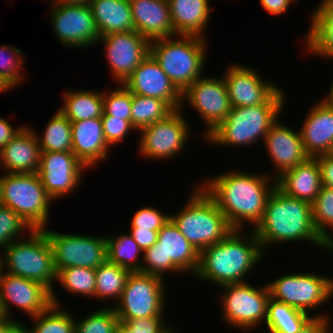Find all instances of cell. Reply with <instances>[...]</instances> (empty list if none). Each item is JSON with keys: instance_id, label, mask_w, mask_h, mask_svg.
<instances>
[{"instance_id": "cell-7", "label": "cell", "mask_w": 333, "mask_h": 333, "mask_svg": "<svg viewBox=\"0 0 333 333\" xmlns=\"http://www.w3.org/2000/svg\"><path fill=\"white\" fill-rule=\"evenodd\" d=\"M285 103H263L255 106L235 107L205 141L215 145L245 146L252 145L266 136L277 121Z\"/></svg>"}, {"instance_id": "cell-19", "label": "cell", "mask_w": 333, "mask_h": 333, "mask_svg": "<svg viewBox=\"0 0 333 333\" xmlns=\"http://www.w3.org/2000/svg\"><path fill=\"white\" fill-rule=\"evenodd\" d=\"M85 165L72 152H41L38 175L53 199L67 196L82 182Z\"/></svg>"}, {"instance_id": "cell-48", "label": "cell", "mask_w": 333, "mask_h": 333, "mask_svg": "<svg viewBox=\"0 0 333 333\" xmlns=\"http://www.w3.org/2000/svg\"><path fill=\"white\" fill-rule=\"evenodd\" d=\"M315 158L318 161L322 186L333 189V156L324 154Z\"/></svg>"}, {"instance_id": "cell-49", "label": "cell", "mask_w": 333, "mask_h": 333, "mask_svg": "<svg viewBox=\"0 0 333 333\" xmlns=\"http://www.w3.org/2000/svg\"><path fill=\"white\" fill-rule=\"evenodd\" d=\"M129 234L144 252L157 242L158 231L130 230Z\"/></svg>"}, {"instance_id": "cell-43", "label": "cell", "mask_w": 333, "mask_h": 333, "mask_svg": "<svg viewBox=\"0 0 333 333\" xmlns=\"http://www.w3.org/2000/svg\"><path fill=\"white\" fill-rule=\"evenodd\" d=\"M119 86L110 93L103 91V115L131 121L132 94L123 84Z\"/></svg>"}, {"instance_id": "cell-56", "label": "cell", "mask_w": 333, "mask_h": 333, "mask_svg": "<svg viewBox=\"0 0 333 333\" xmlns=\"http://www.w3.org/2000/svg\"><path fill=\"white\" fill-rule=\"evenodd\" d=\"M322 101L333 107V80H332V83H331V86H330V90H329V93H328V96H326L324 99H322Z\"/></svg>"}, {"instance_id": "cell-46", "label": "cell", "mask_w": 333, "mask_h": 333, "mask_svg": "<svg viewBox=\"0 0 333 333\" xmlns=\"http://www.w3.org/2000/svg\"><path fill=\"white\" fill-rule=\"evenodd\" d=\"M104 138L108 145L121 143L130 130H136L131 121L113 117L112 115H102L101 117Z\"/></svg>"}, {"instance_id": "cell-36", "label": "cell", "mask_w": 333, "mask_h": 333, "mask_svg": "<svg viewBox=\"0 0 333 333\" xmlns=\"http://www.w3.org/2000/svg\"><path fill=\"white\" fill-rule=\"evenodd\" d=\"M37 139L41 152H72L71 122L58 110Z\"/></svg>"}, {"instance_id": "cell-17", "label": "cell", "mask_w": 333, "mask_h": 333, "mask_svg": "<svg viewBox=\"0 0 333 333\" xmlns=\"http://www.w3.org/2000/svg\"><path fill=\"white\" fill-rule=\"evenodd\" d=\"M51 9L53 31L60 44L87 48L98 43L100 36L90 5L53 4Z\"/></svg>"}, {"instance_id": "cell-42", "label": "cell", "mask_w": 333, "mask_h": 333, "mask_svg": "<svg viewBox=\"0 0 333 333\" xmlns=\"http://www.w3.org/2000/svg\"><path fill=\"white\" fill-rule=\"evenodd\" d=\"M32 229L8 206L0 204V249L18 240L20 233Z\"/></svg>"}, {"instance_id": "cell-4", "label": "cell", "mask_w": 333, "mask_h": 333, "mask_svg": "<svg viewBox=\"0 0 333 333\" xmlns=\"http://www.w3.org/2000/svg\"><path fill=\"white\" fill-rule=\"evenodd\" d=\"M190 194L185 206L170 215V219L201 253L208 246L221 242L234 229L201 184Z\"/></svg>"}, {"instance_id": "cell-18", "label": "cell", "mask_w": 333, "mask_h": 333, "mask_svg": "<svg viewBox=\"0 0 333 333\" xmlns=\"http://www.w3.org/2000/svg\"><path fill=\"white\" fill-rule=\"evenodd\" d=\"M104 44L110 71L116 83L123 84L150 54V41L135 30L111 33L99 38Z\"/></svg>"}, {"instance_id": "cell-57", "label": "cell", "mask_w": 333, "mask_h": 333, "mask_svg": "<svg viewBox=\"0 0 333 333\" xmlns=\"http://www.w3.org/2000/svg\"><path fill=\"white\" fill-rule=\"evenodd\" d=\"M10 90V88L0 79V93Z\"/></svg>"}, {"instance_id": "cell-50", "label": "cell", "mask_w": 333, "mask_h": 333, "mask_svg": "<svg viewBox=\"0 0 333 333\" xmlns=\"http://www.w3.org/2000/svg\"><path fill=\"white\" fill-rule=\"evenodd\" d=\"M293 0H260L261 6L272 15H281L288 11Z\"/></svg>"}, {"instance_id": "cell-3", "label": "cell", "mask_w": 333, "mask_h": 333, "mask_svg": "<svg viewBox=\"0 0 333 333\" xmlns=\"http://www.w3.org/2000/svg\"><path fill=\"white\" fill-rule=\"evenodd\" d=\"M264 251L269 244L309 241L321 248L311 203L285 195L277 187L269 196L261 221L252 229Z\"/></svg>"}, {"instance_id": "cell-1", "label": "cell", "mask_w": 333, "mask_h": 333, "mask_svg": "<svg viewBox=\"0 0 333 333\" xmlns=\"http://www.w3.org/2000/svg\"><path fill=\"white\" fill-rule=\"evenodd\" d=\"M267 175L229 170L206 179L201 186L214 199L233 229L242 230L246 221L255 228L276 187V179Z\"/></svg>"}, {"instance_id": "cell-23", "label": "cell", "mask_w": 333, "mask_h": 333, "mask_svg": "<svg viewBox=\"0 0 333 333\" xmlns=\"http://www.w3.org/2000/svg\"><path fill=\"white\" fill-rule=\"evenodd\" d=\"M35 130L25 125L19 133L0 150V165L9 174L38 173L41 149Z\"/></svg>"}, {"instance_id": "cell-16", "label": "cell", "mask_w": 333, "mask_h": 333, "mask_svg": "<svg viewBox=\"0 0 333 333\" xmlns=\"http://www.w3.org/2000/svg\"><path fill=\"white\" fill-rule=\"evenodd\" d=\"M186 101L204 119L207 126L204 138L225 120L232 109L223 76L198 78L182 93L183 108Z\"/></svg>"}, {"instance_id": "cell-35", "label": "cell", "mask_w": 333, "mask_h": 333, "mask_svg": "<svg viewBox=\"0 0 333 333\" xmlns=\"http://www.w3.org/2000/svg\"><path fill=\"white\" fill-rule=\"evenodd\" d=\"M173 111L164 100L132 94L131 123L138 131L166 118Z\"/></svg>"}, {"instance_id": "cell-12", "label": "cell", "mask_w": 333, "mask_h": 333, "mask_svg": "<svg viewBox=\"0 0 333 333\" xmlns=\"http://www.w3.org/2000/svg\"><path fill=\"white\" fill-rule=\"evenodd\" d=\"M221 288L225 291L220 298L224 313L222 317L227 325L251 331L262 321L265 324L270 299L267 284L254 287L246 281L227 284Z\"/></svg>"}, {"instance_id": "cell-38", "label": "cell", "mask_w": 333, "mask_h": 333, "mask_svg": "<svg viewBox=\"0 0 333 333\" xmlns=\"http://www.w3.org/2000/svg\"><path fill=\"white\" fill-rule=\"evenodd\" d=\"M56 281L71 294L95 298V269L67 267L57 272Z\"/></svg>"}, {"instance_id": "cell-51", "label": "cell", "mask_w": 333, "mask_h": 333, "mask_svg": "<svg viewBox=\"0 0 333 333\" xmlns=\"http://www.w3.org/2000/svg\"><path fill=\"white\" fill-rule=\"evenodd\" d=\"M23 127L22 125L17 129H13L7 120L0 117V150L14 138Z\"/></svg>"}, {"instance_id": "cell-47", "label": "cell", "mask_w": 333, "mask_h": 333, "mask_svg": "<svg viewBox=\"0 0 333 333\" xmlns=\"http://www.w3.org/2000/svg\"><path fill=\"white\" fill-rule=\"evenodd\" d=\"M329 316L326 314L312 315V318L302 327L298 333H330Z\"/></svg>"}, {"instance_id": "cell-25", "label": "cell", "mask_w": 333, "mask_h": 333, "mask_svg": "<svg viewBox=\"0 0 333 333\" xmlns=\"http://www.w3.org/2000/svg\"><path fill=\"white\" fill-rule=\"evenodd\" d=\"M134 29L148 41L175 36L167 0H129Z\"/></svg>"}, {"instance_id": "cell-58", "label": "cell", "mask_w": 333, "mask_h": 333, "mask_svg": "<svg viewBox=\"0 0 333 333\" xmlns=\"http://www.w3.org/2000/svg\"><path fill=\"white\" fill-rule=\"evenodd\" d=\"M1 257L2 256L0 255V276H1L2 272L4 271V269H3V263H2V258Z\"/></svg>"}, {"instance_id": "cell-54", "label": "cell", "mask_w": 333, "mask_h": 333, "mask_svg": "<svg viewBox=\"0 0 333 333\" xmlns=\"http://www.w3.org/2000/svg\"><path fill=\"white\" fill-rule=\"evenodd\" d=\"M321 248L327 249L328 251L330 250L331 253H333V236L330 234L324 238H322V245Z\"/></svg>"}, {"instance_id": "cell-22", "label": "cell", "mask_w": 333, "mask_h": 333, "mask_svg": "<svg viewBox=\"0 0 333 333\" xmlns=\"http://www.w3.org/2000/svg\"><path fill=\"white\" fill-rule=\"evenodd\" d=\"M263 142L276 167L272 172L274 179L309 158L303 146L300 130L295 132L278 120L271 126Z\"/></svg>"}, {"instance_id": "cell-24", "label": "cell", "mask_w": 333, "mask_h": 333, "mask_svg": "<svg viewBox=\"0 0 333 333\" xmlns=\"http://www.w3.org/2000/svg\"><path fill=\"white\" fill-rule=\"evenodd\" d=\"M313 105L299 130L306 154L315 158L333 148V107L322 100Z\"/></svg>"}, {"instance_id": "cell-55", "label": "cell", "mask_w": 333, "mask_h": 333, "mask_svg": "<svg viewBox=\"0 0 333 333\" xmlns=\"http://www.w3.org/2000/svg\"><path fill=\"white\" fill-rule=\"evenodd\" d=\"M10 333H31V330L24 323L19 322Z\"/></svg>"}, {"instance_id": "cell-9", "label": "cell", "mask_w": 333, "mask_h": 333, "mask_svg": "<svg viewBox=\"0 0 333 333\" xmlns=\"http://www.w3.org/2000/svg\"><path fill=\"white\" fill-rule=\"evenodd\" d=\"M200 252L195 249L169 219L158 231L157 242L143 253L141 273L164 278L166 272H190L195 275Z\"/></svg>"}, {"instance_id": "cell-59", "label": "cell", "mask_w": 333, "mask_h": 333, "mask_svg": "<svg viewBox=\"0 0 333 333\" xmlns=\"http://www.w3.org/2000/svg\"><path fill=\"white\" fill-rule=\"evenodd\" d=\"M4 319H5V317H4L1 307H0V322L3 321Z\"/></svg>"}, {"instance_id": "cell-15", "label": "cell", "mask_w": 333, "mask_h": 333, "mask_svg": "<svg viewBox=\"0 0 333 333\" xmlns=\"http://www.w3.org/2000/svg\"><path fill=\"white\" fill-rule=\"evenodd\" d=\"M227 69L223 78L232 108L285 103L284 90L269 80L264 81L257 70L238 63Z\"/></svg>"}, {"instance_id": "cell-31", "label": "cell", "mask_w": 333, "mask_h": 333, "mask_svg": "<svg viewBox=\"0 0 333 333\" xmlns=\"http://www.w3.org/2000/svg\"><path fill=\"white\" fill-rule=\"evenodd\" d=\"M59 109L70 122L101 118L104 113L103 91L68 90Z\"/></svg>"}, {"instance_id": "cell-45", "label": "cell", "mask_w": 333, "mask_h": 333, "mask_svg": "<svg viewBox=\"0 0 333 333\" xmlns=\"http://www.w3.org/2000/svg\"><path fill=\"white\" fill-rule=\"evenodd\" d=\"M169 219V214L161 212L154 206L142 207L133 215L130 230L159 231Z\"/></svg>"}, {"instance_id": "cell-10", "label": "cell", "mask_w": 333, "mask_h": 333, "mask_svg": "<svg viewBox=\"0 0 333 333\" xmlns=\"http://www.w3.org/2000/svg\"><path fill=\"white\" fill-rule=\"evenodd\" d=\"M164 279L156 275L131 272L119 300L112 307L119 321L164 316L167 288Z\"/></svg>"}, {"instance_id": "cell-5", "label": "cell", "mask_w": 333, "mask_h": 333, "mask_svg": "<svg viewBox=\"0 0 333 333\" xmlns=\"http://www.w3.org/2000/svg\"><path fill=\"white\" fill-rule=\"evenodd\" d=\"M1 256L5 273L41 283L51 291L52 303L60 306L53 288L57 277L53 250L44 230L29 231L28 239L12 242Z\"/></svg>"}, {"instance_id": "cell-32", "label": "cell", "mask_w": 333, "mask_h": 333, "mask_svg": "<svg viewBox=\"0 0 333 333\" xmlns=\"http://www.w3.org/2000/svg\"><path fill=\"white\" fill-rule=\"evenodd\" d=\"M311 318L304 311L270 298L265 325L270 333H298Z\"/></svg>"}, {"instance_id": "cell-33", "label": "cell", "mask_w": 333, "mask_h": 333, "mask_svg": "<svg viewBox=\"0 0 333 333\" xmlns=\"http://www.w3.org/2000/svg\"><path fill=\"white\" fill-rule=\"evenodd\" d=\"M107 261L126 268L131 272H140L142 263L138 261L139 255L144 253L134 238L129 234L106 236Z\"/></svg>"}, {"instance_id": "cell-14", "label": "cell", "mask_w": 333, "mask_h": 333, "mask_svg": "<svg viewBox=\"0 0 333 333\" xmlns=\"http://www.w3.org/2000/svg\"><path fill=\"white\" fill-rule=\"evenodd\" d=\"M182 114L181 109L174 110L166 118L139 130V151L142 156L168 160L186 147L190 125Z\"/></svg>"}, {"instance_id": "cell-28", "label": "cell", "mask_w": 333, "mask_h": 333, "mask_svg": "<svg viewBox=\"0 0 333 333\" xmlns=\"http://www.w3.org/2000/svg\"><path fill=\"white\" fill-rule=\"evenodd\" d=\"M175 35L205 38V29L212 8L209 0H167ZM204 32V33H203Z\"/></svg>"}, {"instance_id": "cell-52", "label": "cell", "mask_w": 333, "mask_h": 333, "mask_svg": "<svg viewBox=\"0 0 333 333\" xmlns=\"http://www.w3.org/2000/svg\"><path fill=\"white\" fill-rule=\"evenodd\" d=\"M19 322L20 321L14 318H5L0 322V333H10Z\"/></svg>"}, {"instance_id": "cell-41", "label": "cell", "mask_w": 333, "mask_h": 333, "mask_svg": "<svg viewBox=\"0 0 333 333\" xmlns=\"http://www.w3.org/2000/svg\"><path fill=\"white\" fill-rule=\"evenodd\" d=\"M21 51L16 47L13 48L12 45H0V79L10 89L20 85L24 78V74L21 72L24 67V57H22Z\"/></svg>"}, {"instance_id": "cell-34", "label": "cell", "mask_w": 333, "mask_h": 333, "mask_svg": "<svg viewBox=\"0 0 333 333\" xmlns=\"http://www.w3.org/2000/svg\"><path fill=\"white\" fill-rule=\"evenodd\" d=\"M131 271L106 261L95 269V298L119 300Z\"/></svg>"}, {"instance_id": "cell-39", "label": "cell", "mask_w": 333, "mask_h": 333, "mask_svg": "<svg viewBox=\"0 0 333 333\" xmlns=\"http://www.w3.org/2000/svg\"><path fill=\"white\" fill-rule=\"evenodd\" d=\"M311 210L313 225L320 237L332 234L330 230L333 231V189L322 186L311 204Z\"/></svg>"}, {"instance_id": "cell-30", "label": "cell", "mask_w": 333, "mask_h": 333, "mask_svg": "<svg viewBox=\"0 0 333 333\" xmlns=\"http://www.w3.org/2000/svg\"><path fill=\"white\" fill-rule=\"evenodd\" d=\"M89 5L100 37L135 30L129 0H91Z\"/></svg>"}, {"instance_id": "cell-20", "label": "cell", "mask_w": 333, "mask_h": 333, "mask_svg": "<svg viewBox=\"0 0 333 333\" xmlns=\"http://www.w3.org/2000/svg\"><path fill=\"white\" fill-rule=\"evenodd\" d=\"M10 304L31 318L46 311L53 303L51 291L46 286L3 271L0 276V307L5 318H12Z\"/></svg>"}, {"instance_id": "cell-13", "label": "cell", "mask_w": 333, "mask_h": 333, "mask_svg": "<svg viewBox=\"0 0 333 333\" xmlns=\"http://www.w3.org/2000/svg\"><path fill=\"white\" fill-rule=\"evenodd\" d=\"M51 243L58 272L67 267L98 268L107 261L105 236L65 234L43 229Z\"/></svg>"}, {"instance_id": "cell-44", "label": "cell", "mask_w": 333, "mask_h": 333, "mask_svg": "<svg viewBox=\"0 0 333 333\" xmlns=\"http://www.w3.org/2000/svg\"><path fill=\"white\" fill-rule=\"evenodd\" d=\"M163 318L164 316H153L120 322L116 333H176L171 326L165 324Z\"/></svg>"}, {"instance_id": "cell-27", "label": "cell", "mask_w": 333, "mask_h": 333, "mask_svg": "<svg viewBox=\"0 0 333 333\" xmlns=\"http://www.w3.org/2000/svg\"><path fill=\"white\" fill-rule=\"evenodd\" d=\"M276 187L285 195L313 203L322 187L320 169L316 158L283 172L276 178Z\"/></svg>"}, {"instance_id": "cell-6", "label": "cell", "mask_w": 333, "mask_h": 333, "mask_svg": "<svg viewBox=\"0 0 333 333\" xmlns=\"http://www.w3.org/2000/svg\"><path fill=\"white\" fill-rule=\"evenodd\" d=\"M206 44V39L199 36L175 35L151 41L150 54L176 88L183 93L202 77Z\"/></svg>"}, {"instance_id": "cell-29", "label": "cell", "mask_w": 333, "mask_h": 333, "mask_svg": "<svg viewBox=\"0 0 333 333\" xmlns=\"http://www.w3.org/2000/svg\"><path fill=\"white\" fill-rule=\"evenodd\" d=\"M310 19L304 47L309 53L333 59V0H322Z\"/></svg>"}, {"instance_id": "cell-37", "label": "cell", "mask_w": 333, "mask_h": 333, "mask_svg": "<svg viewBox=\"0 0 333 333\" xmlns=\"http://www.w3.org/2000/svg\"><path fill=\"white\" fill-rule=\"evenodd\" d=\"M73 314L52 304L46 311L31 317V333H75Z\"/></svg>"}, {"instance_id": "cell-26", "label": "cell", "mask_w": 333, "mask_h": 333, "mask_svg": "<svg viewBox=\"0 0 333 333\" xmlns=\"http://www.w3.org/2000/svg\"><path fill=\"white\" fill-rule=\"evenodd\" d=\"M72 153L91 168L108 158L110 146L104 138L101 118L71 122Z\"/></svg>"}, {"instance_id": "cell-8", "label": "cell", "mask_w": 333, "mask_h": 333, "mask_svg": "<svg viewBox=\"0 0 333 333\" xmlns=\"http://www.w3.org/2000/svg\"><path fill=\"white\" fill-rule=\"evenodd\" d=\"M0 177L1 204L16 212L32 230H43L49 222L47 194L38 173L9 174Z\"/></svg>"}, {"instance_id": "cell-40", "label": "cell", "mask_w": 333, "mask_h": 333, "mask_svg": "<svg viewBox=\"0 0 333 333\" xmlns=\"http://www.w3.org/2000/svg\"><path fill=\"white\" fill-rule=\"evenodd\" d=\"M79 320H75V333H116L120 323L112 307L96 309Z\"/></svg>"}, {"instance_id": "cell-11", "label": "cell", "mask_w": 333, "mask_h": 333, "mask_svg": "<svg viewBox=\"0 0 333 333\" xmlns=\"http://www.w3.org/2000/svg\"><path fill=\"white\" fill-rule=\"evenodd\" d=\"M267 285L270 298L308 314L333 296V278L321 274L288 273Z\"/></svg>"}, {"instance_id": "cell-21", "label": "cell", "mask_w": 333, "mask_h": 333, "mask_svg": "<svg viewBox=\"0 0 333 333\" xmlns=\"http://www.w3.org/2000/svg\"><path fill=\"white\" fill-rule=\"evenodd\" d=\"M123 85L131 94L166 101L174 110L182 108V93L161 69L151 54L125 80Z\"/></svg>"}, {"instance_id": "cell-53", "label": "cell", "mask_w": 333, "mask_h": 333, "mask_svg": "<svg viewBox=\"0 0 333 333\" xmlns=\"http://www.w3.org/2000/svg\"><path fill=\"white\" fill-rule=\"evenodd\" d=\"M91 0H53L52 4L62 5H89Z\"/></svg>"}, {"instance_id": "cell-2", "label": "cell", "mask_w": 333, "mask_h": 333, "mask_svg": "<svg viewBox=\"0 0 333 333\" xmlns=\"http://www.w3.org/2000/svg\"><path fill=\"white\" fill-rule=\"evenodd\" d=\"M241 231L232 230L221 242L208 246L200 253L195 278L211 281L219 287L246 282V275L266 254L253 230L251 234Z\"/></svg>"}]
</instances>
